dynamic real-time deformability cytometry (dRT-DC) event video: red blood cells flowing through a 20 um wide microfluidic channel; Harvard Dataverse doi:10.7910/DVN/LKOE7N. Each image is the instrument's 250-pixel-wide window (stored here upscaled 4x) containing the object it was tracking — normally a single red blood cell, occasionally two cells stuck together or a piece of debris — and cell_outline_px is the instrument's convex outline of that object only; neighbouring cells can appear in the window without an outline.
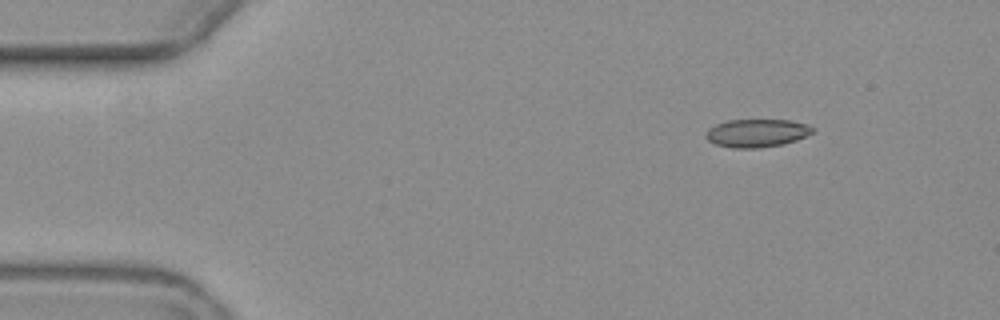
{"species": "common noctule bat (a hibernating species)", "species_latin": "Nyctalus noctula", "temperature_condition": "warm", "stored_images_in_passage": 3, "camera_frame_rate_fps": 3000, "um_per_image_px": 0.085, "animal": {"sex": "female", "body_mass_g": 19.3, "forearm_length_mm": 54.1}, "frame": {"image": 1, "passage_image": 1, "time_ms": 0.0, "image_size_px": [1000, 320], "cell_outline_px": [[816, 132], [808, 136], [784, 144], [760, 148], [732, 148], [716, 144], [708, 140], [704, 136], [708, 128], [716, 124], [728, 120], [788, 120], [808, 124], [816, 128]], "centroid_in_image_um": [64.38, 11.31], "position_along_channel_um": 20.6, "area_um2": 17.74}}